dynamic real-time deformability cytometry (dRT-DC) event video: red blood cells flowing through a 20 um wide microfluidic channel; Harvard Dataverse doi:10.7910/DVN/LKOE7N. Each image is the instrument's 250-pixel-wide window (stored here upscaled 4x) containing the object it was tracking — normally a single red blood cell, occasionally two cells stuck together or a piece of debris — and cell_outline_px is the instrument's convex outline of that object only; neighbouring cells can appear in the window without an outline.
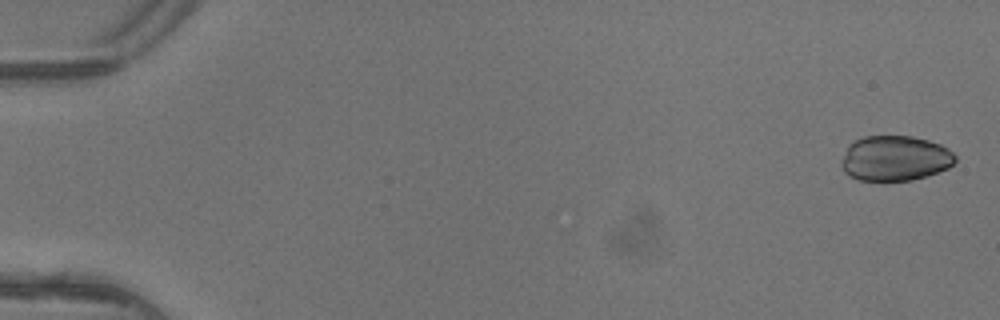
{"species": "common noctule bat (a hibernating species)", "species_latin": "Nyctalus noctula", "temperature_condition": "warm", "stored_images_in_passage": 6, "segment_of_instrument_passage": [2, 2], "camera_frame_rate_fps": 3000, "um_per_image_px": 0.085, "animal": {"sex": "female"}, "frame": {"image": 1, "passage_image": 6, "time_ms": 1.667, "image_size_px": [1000, 320], "cell_outline_px": [[956, 160], [948, 168], [912, 180], [860, 180], [848, 176], [844, 172], [840, 164], [848, 144], [852, 140], [864, 136], [912, 136], [928, 140], [940, 144], [948, 148], [956, 156]], "centroid_in_image_um": [76.04, 13.44], "position_along_channel_um": 9.0, "area_um2": 30.06}}